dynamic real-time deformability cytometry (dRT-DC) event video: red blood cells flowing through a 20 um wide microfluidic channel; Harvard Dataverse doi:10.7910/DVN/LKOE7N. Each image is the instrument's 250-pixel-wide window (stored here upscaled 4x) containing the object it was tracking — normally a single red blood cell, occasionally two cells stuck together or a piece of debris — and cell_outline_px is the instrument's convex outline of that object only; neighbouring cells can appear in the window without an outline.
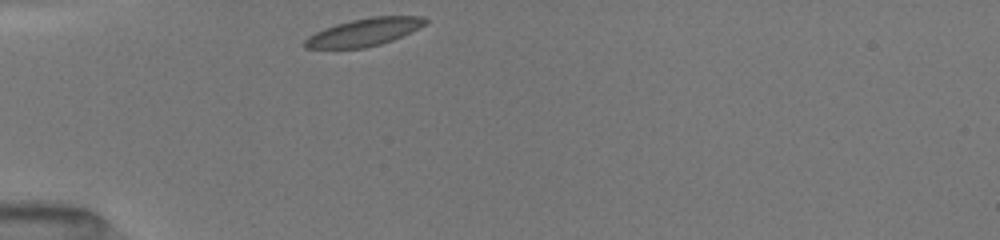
{"species": "common noctule bat (a hibernating species)", "species_latin": "Nyctalus noctula", "temperature_condition": "room temperature", "stored_images_in_passage": 3, "camera_frame_rate_fps": 3000, "um_per_image_px": 0.085, "animal": {"sex": "female", "body_mass_g": 19.5, "forearm_length_mm": 54.1}, "frame": {"image": 1, "passage_image": 1, "time_ms": 0.0, "image_size_px": [1000, 240], "cell_outline_px": [[428, 20], [424, 24], [392, 40], [380, 44], [364, 48], [304, 48], [304, 40], [308, 36], [324, 28], [336, 24], [352, 20], [372, 16], [424, 16]], "centroid_in_image_um": [30.91, 2.73], "position_along_channel_um": 54.1, "area_um2": 19.07}}